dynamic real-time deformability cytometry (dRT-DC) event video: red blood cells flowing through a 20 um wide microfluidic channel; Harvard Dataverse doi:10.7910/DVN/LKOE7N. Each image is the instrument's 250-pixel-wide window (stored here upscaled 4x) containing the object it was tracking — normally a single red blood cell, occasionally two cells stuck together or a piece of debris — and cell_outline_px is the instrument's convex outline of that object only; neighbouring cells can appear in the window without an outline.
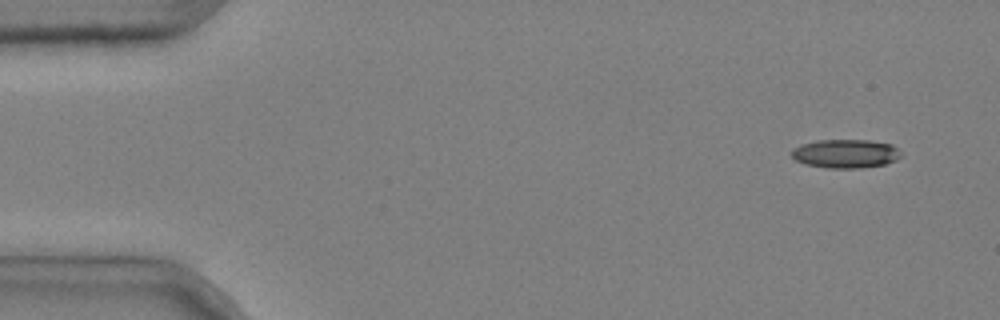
{"species": "common noctule bat (a hibernating species)", "species_latin": "Nyctalus noctula", "temperature_condition": "cold", "stored_images_in_passage": 5, "segment_of_instrument_passage": [1, 2], "camera_frame_rate_fps": 3000, "um_per_image_px": 0.085, "animal": {"sex": "male", "body_mass_g": 20.4}, "frame": {"image": 1, "passage_image": 1, "time_ms": 0.0, "image_size_px": [1000, 320], "cell_outline_px": [[900, 156], [896, 160], [884, 164], [860, 168], [828, 168], [804, 164], [796, 160], [788, 152], [792, 148], [800, 144], [816, 140], [868, 140], [892, 144], [900, 152]], "centroid_in_image_um": [71.81, 13.05], "position_along_channel_um": 13.2, "area_um2": 18.44}}
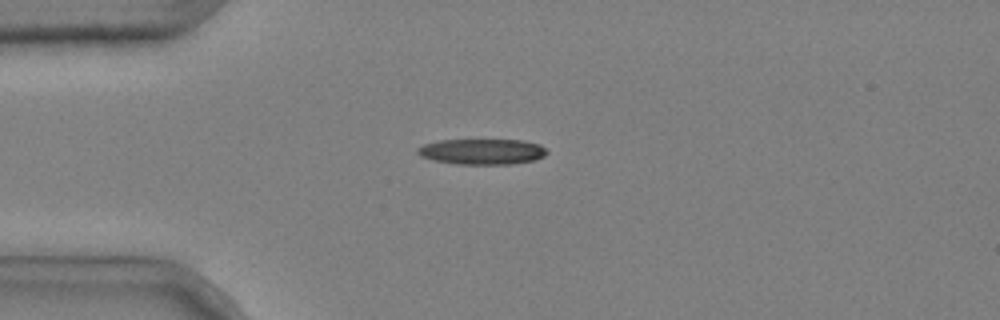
{"frame": {"image": 2, "passage_image": 4, "time_ms": 1.0, "image_size_px": [1000, 320], "cell_outline_px": [[548, 152], [544, 156], [536, 160], [512, 164], [456, 164], [436, 160], [420, 156], [416, 152], [416, 148], [424, 144], [440, 140], [524, 140], [540, 144]], "centroid_in_image_um": [41.0, 12.88], "position_along_channel_um": 44.0, "area_um2": 19.36}}